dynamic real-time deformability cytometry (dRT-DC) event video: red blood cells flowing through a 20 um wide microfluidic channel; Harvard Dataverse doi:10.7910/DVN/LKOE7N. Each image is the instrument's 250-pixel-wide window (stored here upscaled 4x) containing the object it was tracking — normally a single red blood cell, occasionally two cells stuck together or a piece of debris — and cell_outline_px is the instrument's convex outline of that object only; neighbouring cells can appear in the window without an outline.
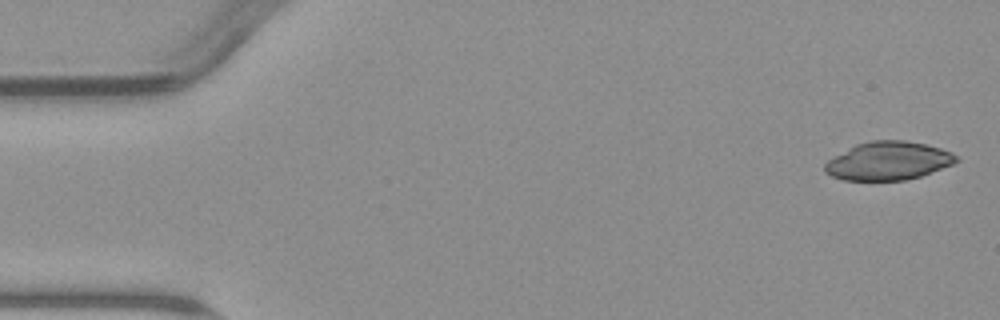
{"species": "common noctule bat (a hibernating species)", "species_latin": "Nyctalus noctula", "temperature_condition": "warm", "stored_images_in_passage": 5, "camera_frame_rate_fps": 3000, "um_per_image_px": 0.085, "animal": {"sex": "male", "body_mass_g": 23.1, "forearm_length_mm": 52.7}, "frame": {"image": 1, "passage_image": 1, "time_ms": 0.0, "image_size_px": [1000, 320], "cell_outline_px": [[960, 160], [952, 164], [920, 176], [904, 180], [844, 180], [832, 176], [824, 172], [824, 164], [828, 160], [856, 144], [872, 140], [904, 140], [924, 144], [940, 148], [952, 152]], "centroid_in_image_um": [75.49, 13.67], "position_along_channel_um": 9.5, "area_um2": 29.13}}